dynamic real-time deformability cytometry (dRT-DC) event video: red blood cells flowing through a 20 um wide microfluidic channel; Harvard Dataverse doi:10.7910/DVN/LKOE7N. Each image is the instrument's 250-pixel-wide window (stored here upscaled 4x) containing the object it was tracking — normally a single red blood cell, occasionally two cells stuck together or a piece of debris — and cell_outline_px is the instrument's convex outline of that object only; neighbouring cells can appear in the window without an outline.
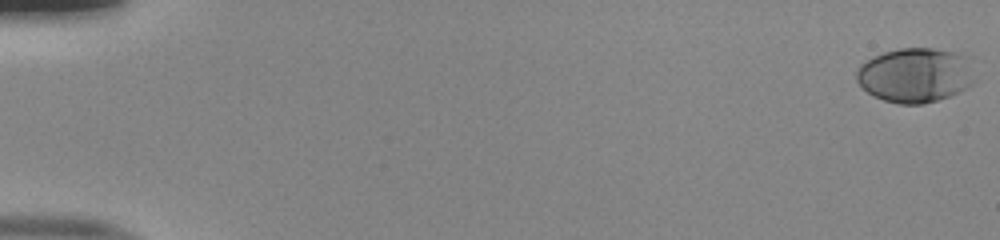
{"species": "human", "species_latin": "Homo sapiens", "temperature_condition": "room temperature", "stored_images_in_passage": 53, "camera_frame_rate_fps": 3000, "um_per_image_px": 0.085, "donor": {"sex": "male"}, "frame": {"image": 1, "passage_image": 1, "time_ms": 0.0, "image_size_px": [1000, 240], "cell_outline_px": [[972, 84], [968, 88], [960, 92], [924, 104], [900, 104], [884, 100], [868, 92], [856, 80], [856, 72], [860, 64], [884, 52], [900, 48], [932, 48], [960, 52], [972, 56]], "centroid_in_image_um": [77.86, 6.36], "position_along_channel_um": 7.1, "area_um2": 37.86}}
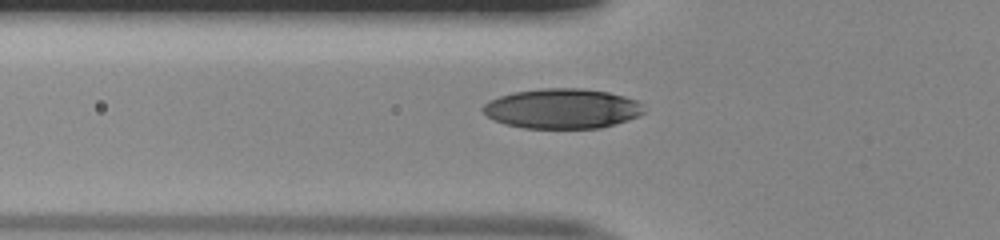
{"frame": {"image": 2, "passage_image": 20, "time_ms": 6.333, "image_size_px": [1000, 240], "cell_outline_px": [[644, 112], [640, 116], [628, 120], [600, 128], [524, 128], [504, 124], [488, 116], [480, 108], [488, 100], [512, 92], [540, 88], [584, 88], [608, 92], [624, 96], [636, 100], [640, 104]], "centroid_in_image_um": [47.77, 9.22], "position_along_channel_um": 78.0, "area_um2": 37.57}}
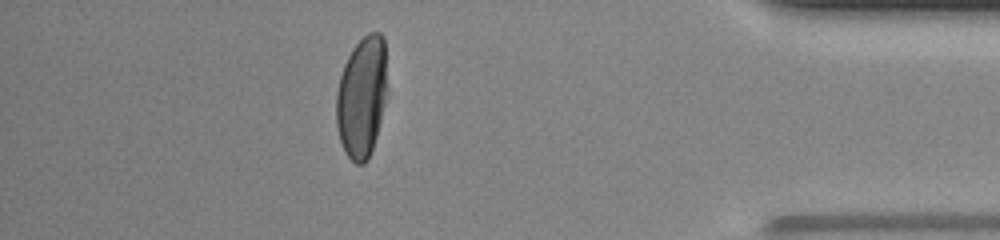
{"frame": {"image": 3, "passage_image": 47, "time_ms": 15.333, "image_size_px": [1000, 240], "cell_outline_px": [[388, 88], [376, 136], [368, 160], [364, 164], [356, 164], [348, 156], [340, 140], [336, 124], [336, 92], [340, 76], [344, 64], [352, 48], [368, 32], [380, 32], [384, 36]], "centroid_in_image_um": [30.76, 8.2], "position_along_channel_um": 404.4, "area_um2": 36.18}, "authors_computed_cell_mechanics": {"area_um2": 36.8186, "velocity_mm_per_s": 4.0072, "shape_relaxation_time_tau1_ms": 3.9181, "shape_relaxation_time_tau2_ms": null, "deformation_change_tau1": 0.1943, "deformation_change_tau2": null}}